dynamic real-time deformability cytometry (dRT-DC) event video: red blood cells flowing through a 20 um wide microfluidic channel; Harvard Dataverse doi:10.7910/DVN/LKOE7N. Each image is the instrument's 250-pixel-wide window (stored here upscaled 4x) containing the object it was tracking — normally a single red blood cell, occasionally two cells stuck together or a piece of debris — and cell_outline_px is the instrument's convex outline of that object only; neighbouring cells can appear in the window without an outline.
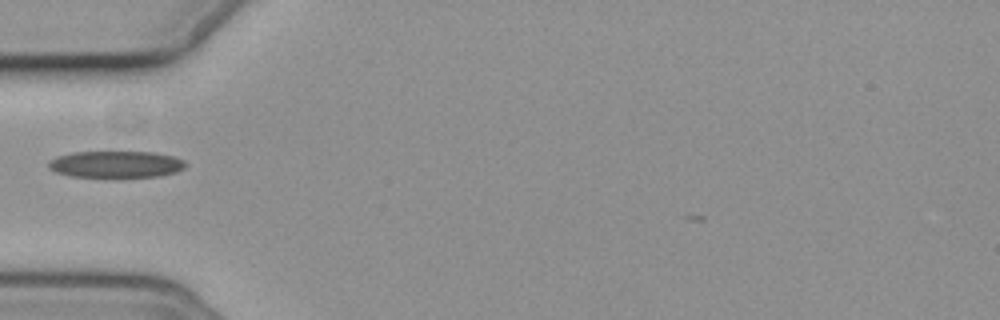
{"species": "common noctule bat (a hibernating species)", "species_latin": "Nyctalus noctula", "temperature_condition": "cold", "stored_images_in_passage": 34, "camera_frame_rate_fps": 3000, "um_per_image_px": 0.085, "animal": {"sex": "female", "body_mass_g": 19.3, "forearm_length_mm": 54.1}, "frame": {"image": 1, "passage_image": 1, "time_ms": 0.0, "image_size_px": [1000, 320], "cell_outline_px": [[188, 164], [184, 168], [176, 172], [160, 176], [72, 176], [56, 172], [48, 168], [48, 164], [56, 156], [72, 152], [152, 152], [172, 156], [184, 160]], "centroid_in_image_um": [9.87, 13.95], "position_along_channel_um": 75.1, "area_um2": 21.04}}
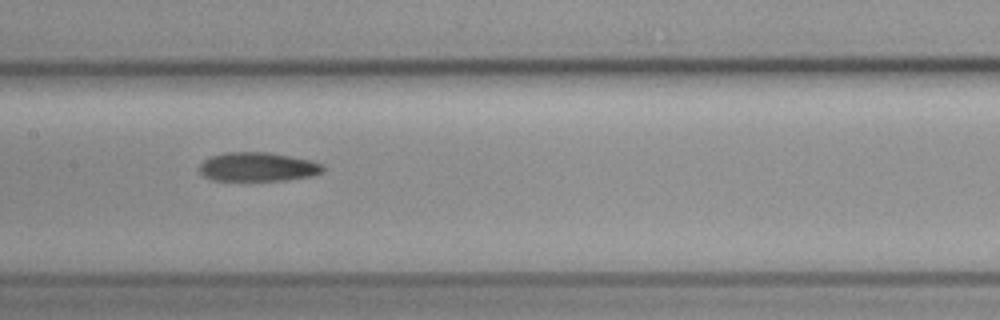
{"frame": {"image": 2, "passage_image": 10, "time_ms": 3.0, "image_size_px": [1000, 320], "cell_outline_px": [[324, 172], [312, 176], [284, 180], [212, 180], [204, 176], [200, 172], [200, 164], [204, 160], [212, 156], [224, 152], [268, 152], [312, 160], [320, 164], [324, 168]], "centroid_in_image_um": [21.92, 14.18], "position_along_channel_um": 185.5, "area_um2": 20.81}}
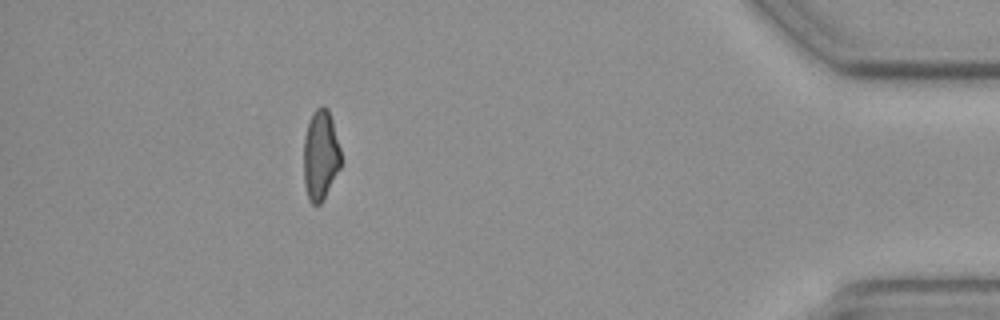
{"frame": {"image": 3, "passage_image": 33, "time_ms": 10.667, "image_size_px": [1000, 320], "cell_outline_px": [[340, 168], [324, 200], [320, 204], [312, 204], [308, 200], [304, 184], [304, 136], [308, 120], [312, 112], [320, 104], [324, 104], [328, 108], [332, 120], [340, 148]], "centroid_in_image_um": [27.23, 13.17], "position_along_channel_um": 408.0, "area_um2": 19.88}}